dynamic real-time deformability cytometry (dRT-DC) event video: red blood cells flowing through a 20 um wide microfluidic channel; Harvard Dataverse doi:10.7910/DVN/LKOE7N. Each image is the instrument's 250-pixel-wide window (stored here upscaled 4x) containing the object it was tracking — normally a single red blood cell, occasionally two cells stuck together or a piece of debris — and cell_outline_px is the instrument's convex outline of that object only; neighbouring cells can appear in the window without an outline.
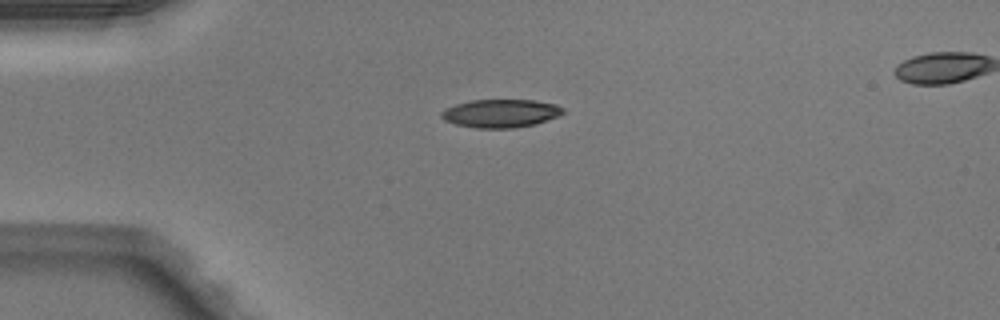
{"species": "Egyptian fruit bat (a non-hibernating species)", "species_latin": "Rousettus aegyptiacus", "temperature_condition": "warm", "stored_images_in_passage": 38, "camera_frame_rate_fps": 3000, "um_per_image_px": 0.085, "animal": {"sex": "male"}, "frame": {"image": 1, "passage_image": 1, "time_ms": 0.0, "image_size_px": [1000, 320], "cell_outline_px": [[564, 112], [560, 116], [536, 124], [516, 128], [476, 128], [456, 124], [444, 120], [440, 116], [440, 112], [444, 108], [456, 104], [472, 100], [532, 100], [556, 104], [564, 108]], "centroid_in_image_um": [42.57, 9.64], "position_along_channel_um": 42.4, "area_um2": 20.17}}
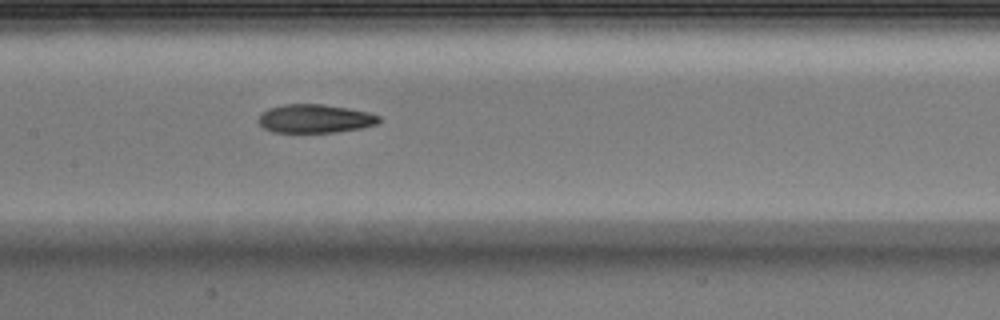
{"frame": {"image": 2, "passage_image": 13, "time_ms": 4.0, "image_size_px": [1000, 320], "cell_outline_px": [[380, 120], [376, 124], [360, 128], [336, 132], [272, 132], [264, 128], [260, 124], [260, 112], [268, 108], [284, 104], [324, 104], [348, 108], [368, 112], [380, 116]], "centroid_in_image_um": [26.76, 10.07], "position_along_channel_um": 180.6, "area_um2": 20.0}}
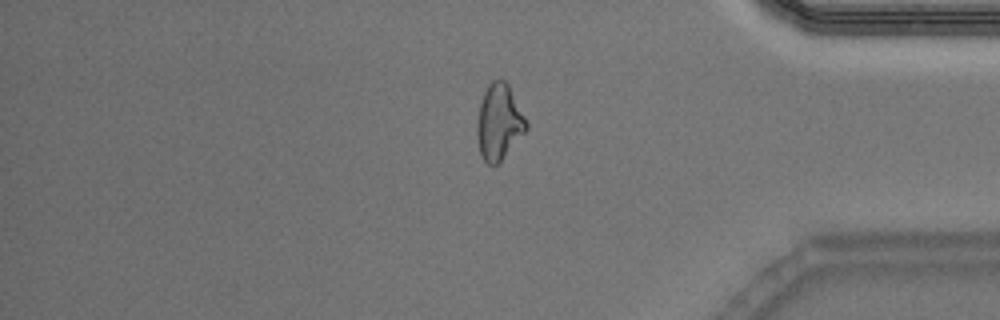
{"frame": {"image": 3, "passage_image": 30, "time_ms": 9.667, "image_size_px": [1000, 320], "cell_outline_px": [[528, 128], [500, 160], [496, 164], [488, 164], [484, 160], [480, 152], [476, 132], [476, 124], [480, 104], [484, 92], [488, 84], [492, 80], [504, 80], [508, 84], [528, 124]], "centroid_in_image_um": [42.39, 10.35], "position_along_channel_um": 392.8, "area_um2": 21.21}, "authors_computed_cell_mechanics": {"area_um2": 20.9525, "velocity_mm_per_s": 4.1121, "shape_relaxation_time_tau1_ms": 6.2963, "shape_relaxation_time_tau2_ms": 3.1124, "deformation_change_tau1": 0.202, "deformation_change_tau2": 0.1213}}